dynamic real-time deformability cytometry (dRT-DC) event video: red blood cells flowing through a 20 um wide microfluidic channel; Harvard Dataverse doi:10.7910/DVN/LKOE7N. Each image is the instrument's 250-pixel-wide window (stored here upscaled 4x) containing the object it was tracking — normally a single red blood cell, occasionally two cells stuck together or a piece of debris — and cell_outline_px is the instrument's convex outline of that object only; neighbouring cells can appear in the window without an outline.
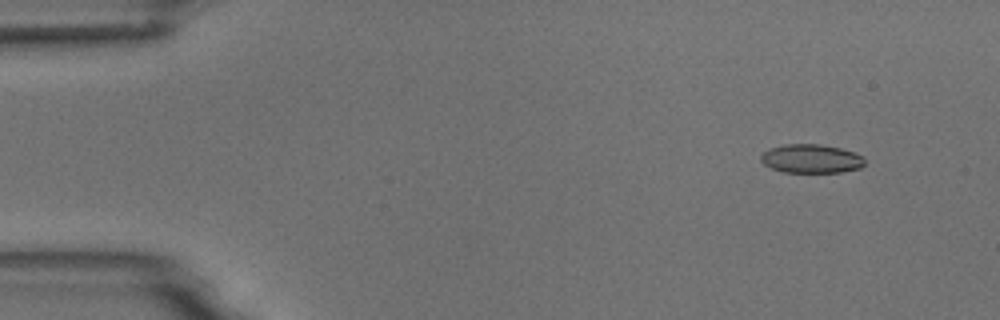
{"species": "common noctule bat (a hibernating species)", "species_latin": "Nyctalus noctula", "temperature_condition": "room temperature", "stored_images_in_passage": 4, "camera_frame_rate_fps": 3000, "um_per_image_px": 0.085, "animal": {"sex": "male", "body_mass_g": 18.8}, "frame": {"image": 1, "passage_image": 1, "time_ms": 0.0, "image_size_px": [1000, 320], "cell_outline_px": [[864, 164], [860, 168], [840, 172], [784, 172], [772, 168], [764, 164], [760, 160], [760, 156], [764, 152], [772, 148], [784, 144], [820, 144], [840, 148], [864, 156]], "centroid_in_image_um": [68.96, 13.49], "position_along_channel_um": 16.0, "area_um2": 17.28}}
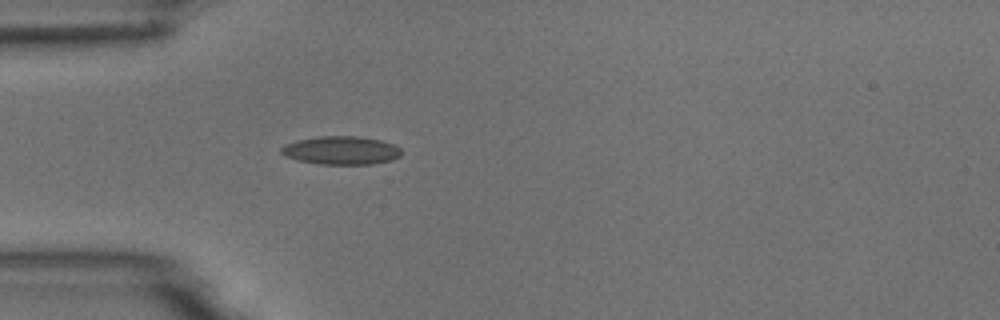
{"frame": {"image": 2, "passage_image": 4, "time_ms": 3.667, "image_size_px": [1000, 320], "cell_outline_px": [[400, 156], [392, 160], [372, 164], [320, 164], [300, 160], [288, 156], [280, 152], [280, 148], [288, 144], [300, 140], [316, 136], [360, 136], [380, 140], [392, 144], [400, 148]], "centroid_in_image_um": [29.04, 12.78], "position_along_channel_um": 56.0, "area_um2": 19.54}}